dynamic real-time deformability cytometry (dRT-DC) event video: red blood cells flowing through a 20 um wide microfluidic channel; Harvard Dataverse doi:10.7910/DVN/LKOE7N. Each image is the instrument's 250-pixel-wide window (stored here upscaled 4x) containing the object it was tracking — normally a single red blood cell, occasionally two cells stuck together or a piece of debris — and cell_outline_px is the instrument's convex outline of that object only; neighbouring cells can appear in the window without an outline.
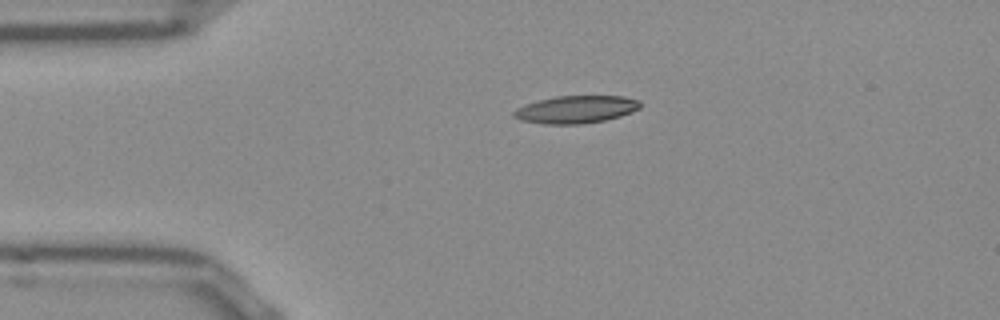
{"species": "Egyptian fruit bat (a non-hibernating species)", "species_latin": "Rousettus aegyptiacus", "temperature_condition": "room temperature", "stored_images_in_passage": 3, "camera_frame_rate_fps": 3000, "um_per_image_px": 0.085, "frame": {"image": 1, "passage_image": 2, "time_ms": 0.333, "image_size_px": [1000, 320], "cell_outline_px": [[632, 108], [624, 112], [612, 116], [596, 120], [544, 120], [580, 96], [608, 96], [628, 100]], "centroid_in_image_um": [50.28, 9.23], "position_along_channel_um": 34.7, "area_um2": 10.29}}